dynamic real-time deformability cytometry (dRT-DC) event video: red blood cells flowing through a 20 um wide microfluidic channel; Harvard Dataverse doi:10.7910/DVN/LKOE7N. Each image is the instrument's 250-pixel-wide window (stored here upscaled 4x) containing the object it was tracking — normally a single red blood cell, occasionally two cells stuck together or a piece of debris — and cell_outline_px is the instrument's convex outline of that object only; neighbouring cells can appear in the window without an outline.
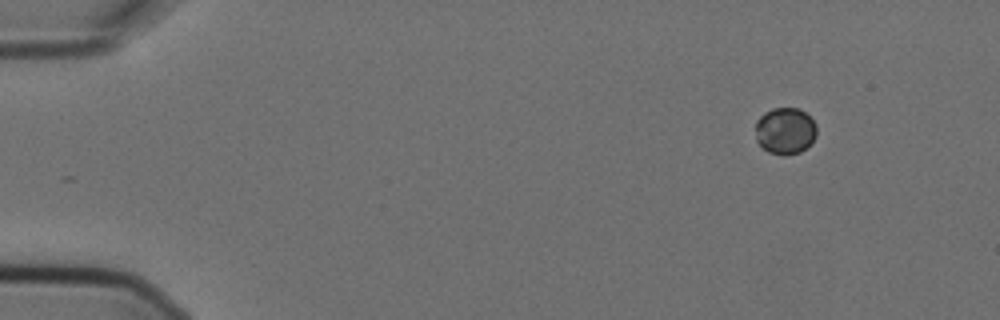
{"species": "Egyptian fruit bat (a non-hibernating species)", "species_latin": "Rousettus aegyptiacus", "temperature_condition": "cold", "stored_images_in_passage": 5, "camera_frame_rate_fps": 3000, "um_per_image_px": 0.085, "animal": {"sex": "female"}, "frame": {"image": 1, "passage_image": 1, "time_ms": 0.0, "image_size_px": [1000, 320], "cell_outline_px": [[816, 136], [800, 152], [768, 152], [756, 140], [756, 120], [764, 112], [772, 108], [800, 108], [816, 124]], "centroid_in_image_um": [66.72, 11.06], "position_along_channel_um": 18.3, "area_um2": 16.13}}
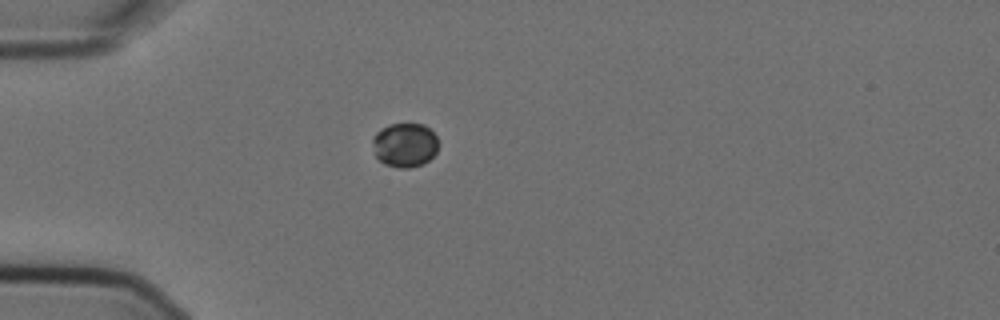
{"frame": {"image": 2, "passage_image": 4, "time_ms": 1.0, "image_size_px": [1000, 320], "cell_outline_px": [[436, 152], [424, 164], [408, 168], [400, 168], [384, 164], [376, 156], [372, 140], [372, 136], [380, 128], [388, 124], [424, 124], [436, 136]], "centroid_in_image_um": [34.37, 12.32], "position_along_channel_um": 50.6, "area_um2": 16.88}}